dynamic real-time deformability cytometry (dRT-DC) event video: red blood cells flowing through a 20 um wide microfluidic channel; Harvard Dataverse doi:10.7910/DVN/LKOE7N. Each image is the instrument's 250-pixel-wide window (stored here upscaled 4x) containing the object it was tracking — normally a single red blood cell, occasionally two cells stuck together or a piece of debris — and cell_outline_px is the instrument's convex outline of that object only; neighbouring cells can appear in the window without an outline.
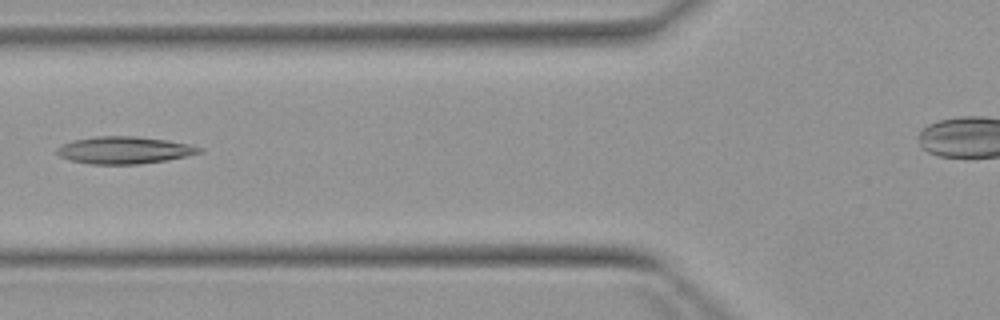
{"species": "Egyptian fruit bat (a non-hibernating species)", "species_latin": "Rousettus aegyptiacus", "temperature_condition": "warm", "stored_images_in_passage": 5, "camera_frame_rate_fps": 3000, "um_per_image_px": 0.085, "animal": {"sex": "female"}, "frame": {"image": 1, "passage_image": 5, "time_ms": 5.667, "image_size_px": [1000, 320], "cell_outline_px": [[204, 152], [168, 160], [136, 164], [92, 164], [72, 160], [60, 156], [56, 152], [56, 148], [72, 140], [96, 136], [136, 136], [168, 140], [188, 144], [204, 148]], "centroid_in_image_um": [10.6, 12.75], "position_along_channel_um": 115.2, "area_um2": 22.54}}